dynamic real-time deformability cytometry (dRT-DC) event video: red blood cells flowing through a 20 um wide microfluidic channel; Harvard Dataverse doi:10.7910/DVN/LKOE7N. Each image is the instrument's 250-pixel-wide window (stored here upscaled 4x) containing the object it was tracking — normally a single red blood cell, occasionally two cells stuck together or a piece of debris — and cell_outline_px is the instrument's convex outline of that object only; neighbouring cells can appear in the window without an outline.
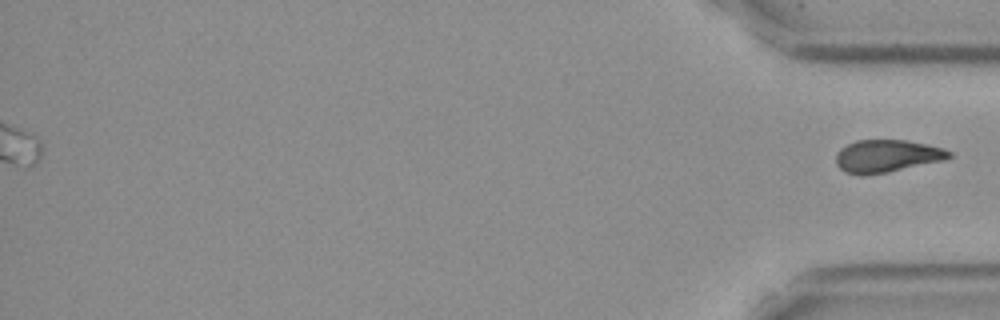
{"species": "Egyptian fruit bat (a non-hibernating species)", "species_latin": "Rousettus aegyptiacus", "temperature_condition": "cold", "stored_images_in_passage": 46, "segment_of_instrument_passage": [2, 2], "camera_frame_rate_fps": 3000, "um_per_image_px": 0.085, "frame": {"image": 1, "passage_image": 46, "time_ms": 15.0, "image_size_px": [1000, 320], "cell_outline_px": [[952, 156], [944, 160], [884, 172], [844, 172], [836, 164], [836, 156], [840, 148], [856, 140], [908, 140], [928, 144], [944, 148], [952, 152]], "centroid_in_image_um": [75.43, 13.21], "position_along_channel_um": 359.8, "area_um2": 20.81}}